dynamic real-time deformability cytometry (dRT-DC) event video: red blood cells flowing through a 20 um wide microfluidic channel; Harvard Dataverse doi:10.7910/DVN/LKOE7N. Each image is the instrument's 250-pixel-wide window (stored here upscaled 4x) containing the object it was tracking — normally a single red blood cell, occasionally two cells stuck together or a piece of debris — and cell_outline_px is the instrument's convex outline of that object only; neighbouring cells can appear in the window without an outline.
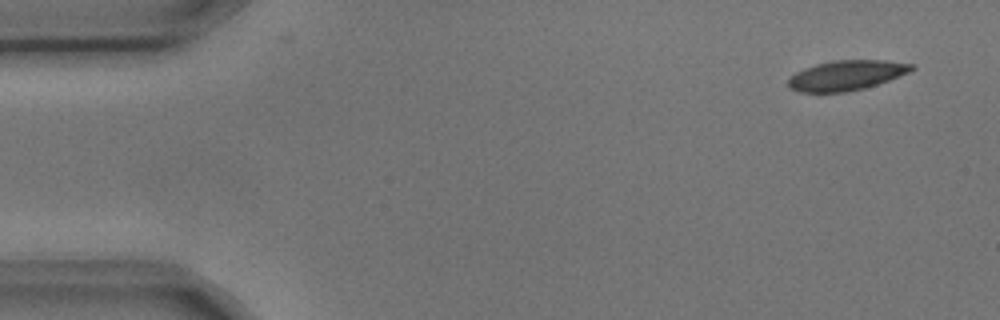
{"species": "common noctule bat (a hibernating species)", "species_latin": "Nyctalus noctula", "temperature_condition": "cold", "stored_images_in_passage": 4, "camera_frame_rate_fps": 3000, "um_per_image_px": 0.085, "animal": {"sex": "male", "body_mass_g": 17.9, "forearm_length_mm": 54.2}, "frame": {"image": 1, "passage_image": 1, "time_ms": 0.0, "image_size_px": [1000, 320], "cell_outline_px": [[916, 68], [908, 72], [888, 80], [864, 88], [848, 92], [800, 92], [788, 88], [788, 80], [796, 72], [804, 68], [816, 64], [832, 60], [884, 60], [916, 64]], "centroid_in_image_um": [71.94, 6.4], "position_along_channel_um": 13.1, "area_um2": 21.5}}
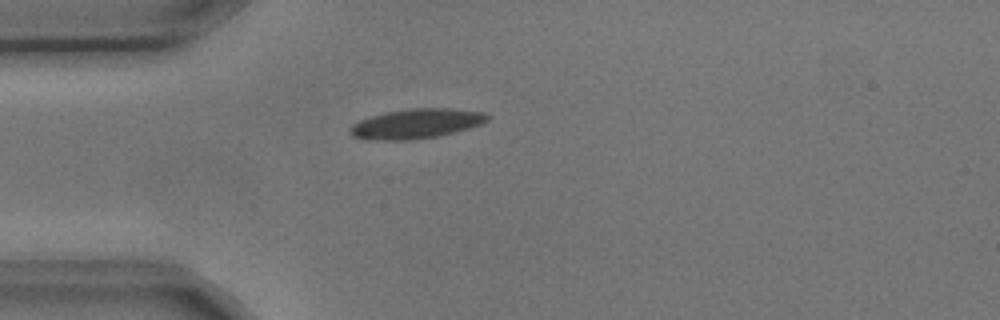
{"frame": {"image": 2, "passage_image": 4, "time_ms": 1.0, "image_size_px": [1000, 320], "cell_outline_px": [[488, 120], [480, 124], [468, 128], [436, 136], [412, 140], [368, 140], [352, 136], [348, 128], [352, 124], [360, 120], [384, 112], [408, 108], [452, 108], [484, 112], [488, 116]], "centroid_in_image_um": [35.33, 10.51], "position_along_channel_um": 49.7, "area_um2": 23.76}}